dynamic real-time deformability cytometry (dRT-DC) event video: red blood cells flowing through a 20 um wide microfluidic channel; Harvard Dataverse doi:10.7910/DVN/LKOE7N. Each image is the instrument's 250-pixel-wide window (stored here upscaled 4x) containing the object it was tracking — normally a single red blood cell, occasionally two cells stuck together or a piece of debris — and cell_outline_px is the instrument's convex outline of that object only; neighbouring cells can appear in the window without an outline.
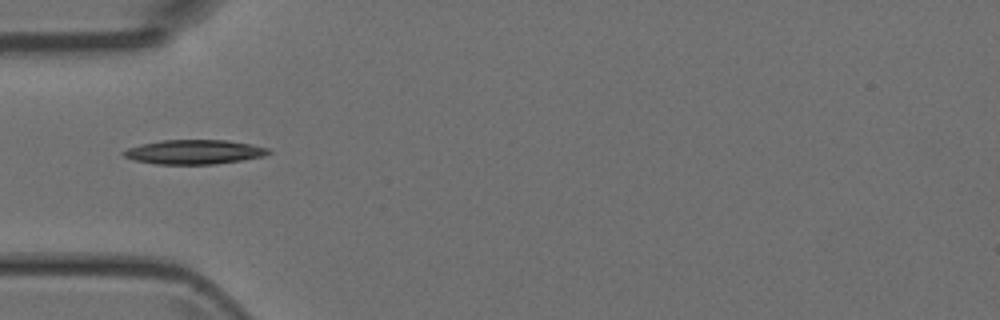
{"species": "Egyptian fruit bat (a non-hibernating species)", "species_latin": "Rousettus aegyptiacus", "temperature_condition": "room temperature", "stored_images_in_passage": 5, "camera_frame_rate_fps": 3000, "um_per_image_px": 0.085, "animal": {"sex": "female"}, "frame": {"image": 1, "passage_image": 4, "time_ms": 4.333, "image_size_px": [1000, 320], "cell_outline_px": [[272, 152], [264, 156], [216, 164], [156, 164], [132, 160], [124, 156], [120, 152], [128, 148], [140, 144], [160, 140], [228, 140], [252, 144], [268, 148]], "centroid_in_image_um": [16.48, 12.91], "position_along_channel_um": 68.5, "area_um2": 20.69}}
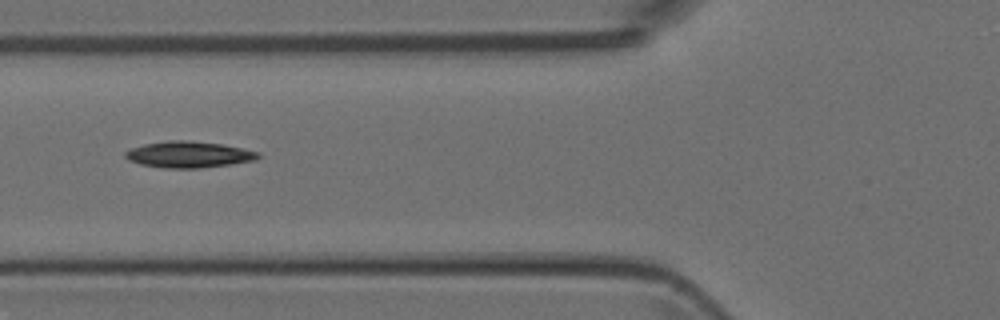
{"frame": {"image": 2, "passage_image": 5, "time_ms": 5.333, "image_size_px": [1000, 320], "cell_outline_px": [[260, 156], [256, 160], [232, 164], [200, 168], [164, 168], [140, 164], [128, 160], [124, 156], [124, 152], [132, 148], [144, 144], [168, 140], [188, 140], [224, 144], [260, 152]], "centroid_in_image_um": [16.05, 13.13], "position_along_channel_um": 109.7, "area_um2": 20.52}}